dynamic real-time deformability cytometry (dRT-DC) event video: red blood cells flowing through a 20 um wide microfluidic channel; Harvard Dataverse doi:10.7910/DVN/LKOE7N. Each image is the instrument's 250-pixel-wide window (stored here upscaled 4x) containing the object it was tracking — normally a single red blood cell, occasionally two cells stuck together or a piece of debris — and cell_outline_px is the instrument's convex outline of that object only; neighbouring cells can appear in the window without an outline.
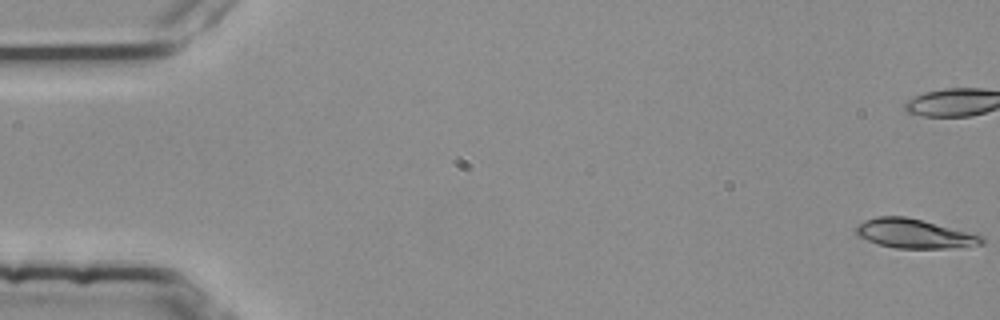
{"species": "common noctule bat (a hibernating species)", "species_latin": "Nyctalus noctula", "temperature_condition": "room temperature", "stored_images_in_passage": 55, "camera_frame_rate_fps": 3000, "um_per_image_px": 0.085, "animal": {"sex": "female", "body_mass_g": 25.1}, "frame": {"image": 1, "passage_image": 1, "time_ms": 0.0, "image_size_px": [1000, 320], "cell_outline_px": [[984, 244], [948, 248], [896, 248], [880, 244], [856, 236], [856, 224], [864, 220], [876, 216], [904, 216], [984, 236]], "centroid_in_image_um": [77.68, 19.86], "position_along_channel_um": 7.3, "area_um2": 21.15}, "authors_computed_cell_mechanics": {"area_um2": 22.4264, "velocity_mm_per_s": 3.7721, "shape_relaxation_time_tau1_ms": 5.053, "shape_relaxation_time_tau2_ms": 6.4119, "deformation_change_tau1": 0.1663, "deformation_change_tau2": 0.0879}}